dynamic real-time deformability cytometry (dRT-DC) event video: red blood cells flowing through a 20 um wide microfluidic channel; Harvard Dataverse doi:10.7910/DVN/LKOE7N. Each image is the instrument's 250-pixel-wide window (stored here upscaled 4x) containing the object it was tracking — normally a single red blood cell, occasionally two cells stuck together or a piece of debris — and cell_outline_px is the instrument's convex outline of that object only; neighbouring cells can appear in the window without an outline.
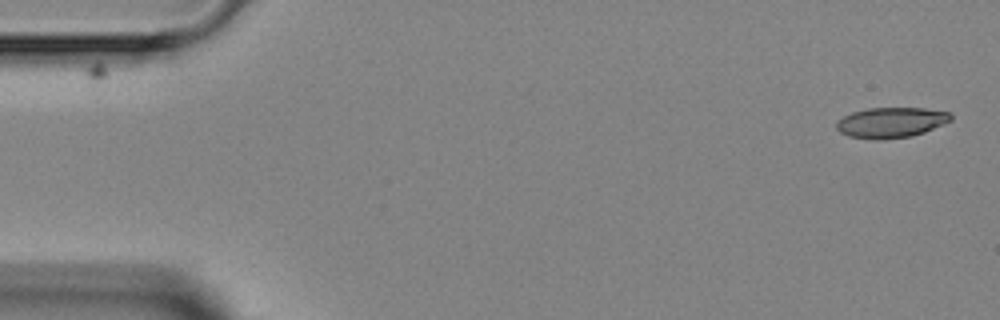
{"species": "Egyptian fruit bat (a non-hibernating species)", "species_latin": "Rousettus aegyptiacus", "temperature_condition": "room temperature", "stored_images_in_passage": 3, "segment_of_instrument_passage": [2, 2], "camera_frame_rate_fps": 3000, "um_per_image_px": 0.085, "animal": {"sex": "female"}, "frame": {"image": 1, "passage_image": 3, "time_ms": 3.0, "image_size_px": [1000, 320], "cell_outline_px": [[952, 120], [924, 132], [912, 136], [884, 140], [872, 140], [848, 136], [840, 132], [836, 128], [836, 120], [852, 112], [868, 108], [924, 108], [948, 112], [952, 116]], "centroid_in_image_um": [75.7, 10.42], "position_along_channel_um": 9.3, "area_um2": 20.4}}